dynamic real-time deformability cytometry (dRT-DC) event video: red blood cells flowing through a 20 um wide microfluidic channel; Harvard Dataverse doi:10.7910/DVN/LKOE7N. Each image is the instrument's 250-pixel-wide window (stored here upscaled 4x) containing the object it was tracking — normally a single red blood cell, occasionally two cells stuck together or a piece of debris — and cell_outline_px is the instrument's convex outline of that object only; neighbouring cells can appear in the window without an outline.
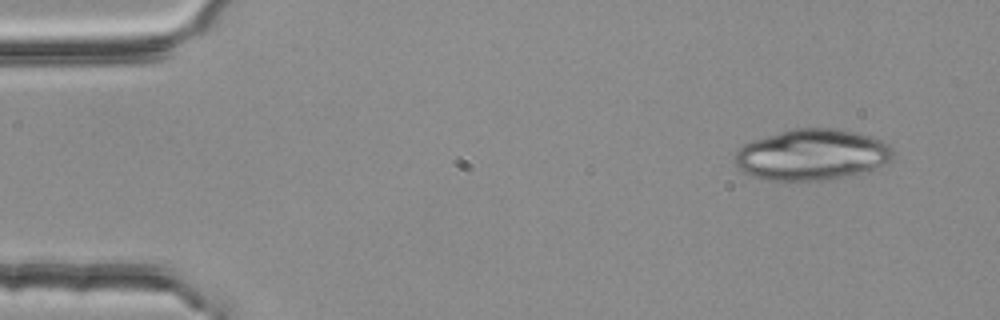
{"species": "common noctule bat (a hibernating species)", "species_latin": "Nyctalus noctula", "temperature_condition": "room temperature", "stored_images_in_passage": 3, "camera_frame_rate_fps": 3000, "um_per_image_px": 0.085, "animal": {"sex": "female", "body_mass_g": 25.1}, "frame": {"image": 1, "passage_image": 1, "time_ms": 0.0, "image_size_px": [1000, 320], "cell_outline_px": [[892, 160], [888, 164], [840, 176], [820, 180], [760, 180], [748, 176], [736, 164], [732, 156], [744, 144], [752, 140], [792, 128], [836, 128], [856, 132], [872, 136], [888, 144], [892, 148]], "centroid_in_image_um": [68.96, 13.13], "position_along_channel_um": 16.0, "area_um2": 46.88}}